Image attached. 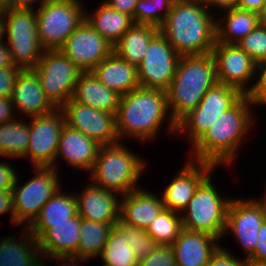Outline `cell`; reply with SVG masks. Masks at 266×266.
<instances>
[{
    "label": "cell",
    "instance_id": "ac0fdd59",
    "mask_svg": "<svg viewBox=\"0 0 266 266\" xmlns=\"http://www.w3.org/2000/svg\"><path fill=\"white\" fill-rule=\"evenodd\" d=\"M249 200V201H248ZM266 216L262 207L252 199L232 198L226 218V229L224 235L229 232L237 238L247 259L255 249L258 231Z\"/></svg>",
    "mask_w": 266,
    "mask_h": 266
},
{
    "label": "cell",
    "instance_id": "9f6ffc18",
    "mask_svg": "<svg viewBox=\"0 0 266 266\" xmlns=\"http://www.w3.org/2000/svg\"><path fill=\"white\" fill-rule=\"evenodd\" d=\"M11 7V0H0V9H6Z\"/></svg>",
    "mask_w": 266,
    "mask_h": 266
},
{
    "label": "cell",
    "instance_id": "816d5d0a",
    "mask_svg": "<svg viewBox=\"0 0 266 266\" xmlns=\"http://www.w3.org/2000/svg\"><path fill=\"white\" fill-rule=\"evenodd\" d=\"M237 0H211L210 5L214 9V7L220 8L226 7V6H234L236 4Z\"/></svg>",
    "mask_w": 266,
    "mask_h": 266
},
{
    "label": "cell",
    "instance_id": "e575fe53",
    "mask_svg": "<svg viewBox=\"0 0 266 266\" xmlns=\"http://www.w3.org/2000/svg\"><path fill=\"white\" fill-rule=\"evenodd\" d=\"M183 230L181 213L164 208L146 228L159 245H172Z\"/></svg>",
    "mask_w": 266,
    "mask_h": 266
},
{
    "label": "cell",
    "instance_id": "bcb514c9",
    "mask_svg": "<svg viewBox=\"0 0 266 266\" xmlns=\"http://www.w3.org/2000/svg\"><path fill=\"white\" fill-rule=\"evenodd\" d=\"M11 214V223L15 226V211L12 190L0 191V215Z\"/></svg>",
    "mask_w": 266,
    "mask_h": 266
},
{
    "label": "cell",
    "instance_id": "4316f807",
    "mask_svg": "<svg viewBox=\"0 0 266 266\" xmlns=\"http://www.w3.org/2000/svg\"><path fill=\"white\" fill-rule=\"evenodd\" d=\"M220 9L223 12L220 18H216L217 42L237 44L263 21L261 15L253 11L235 6Z\"/></svg>",
    "mask_w": 266,
    "mask_h": 266
},
{
    "label": "cell",
    "instance_id": "8fae6325",
    "mask_svg": "<svg viewBox=\"0 0 266 266\" xmlns=\"http://www.w3.org/2000/svg\"><path fill=\"white\" fill-rule=\"evenodd\" d=\"M32 70L38 75L45 96L56 108H61L72 98L83 73L60 49L44 50Z\"/></svg>",
    "mask_w": 266,
    "mask_h": 266
},
{
    "label": "cell",
    "instance_id": "9a60e30c",
    "mask_svg": "<svg viewBox=\"0 0 266 266\" xmlns=\"http://www.w3.org/2000/svg\"><path fill=\"white\" fill-rule=\"evenodd\" d=\"M60 109L68 127L95 139L101 145L120 142L116 128V114L94 109L78 103L72 98Z\"/></svg>",
    "mask_w": 266,
    "mask_h": 266
},
{
    "label": "cell",
    "instance_id": "52a82bcc",
    "mask_svg": "<svg viewBox=\"0 0 266 266\" xmlns=\"http://www.w3.org/2000/svg\"><path fill=\"white\" fill-rule=\"evenodd\" d=\"M81 0H48L37 7V34L44 50L60 49L85 19Z\"/></svg>",
    "mask_w": 266,
    "mask_h": 266
},
{
    "label": "cell",
    "instance_id": "ffe728a7",
    "mask_svg": "<svg viewBox=\"0 0 266 266\" xmlns=\"http://www.w3.org/2000/svg\"><path fill=\"white\" fill-rule=\"evenodd\" d=\"M87 185L80 194H75L78 215L100 223H117L120 219V194L90 182Z\"/></svg>",
    "mask_w": 266,
    "mask_h": 266
},
{
    "label": "cell",
    "instance_id": "3957f363",
    "mask_svg": "<svg viewBox=\"0 0 266 266\" xmlns=\"http://www.w3.org/2000/svg\"><path fill=\"white\" fill-rule=\"evenodd\" d=\"M165 121L168 133L175 135L176 124L168 111L165 90L139 87L121 96L116 113L120 142L127 136L142 142L155 141Z\"/></svg>",
    "mask_w": 266,
    "mask_h": 266
},
{
    "label": "cell",
    "instance_id": "83f0119b",
    "mask_svg": "<svg viewBox=\"0 0 266 266\" xmlns=\"http://www.w3.org/2000/svg\"><path fill=\"white\" fill-rule=\"evenodd\" d=\"M121 95L107 88L92 72H83L77 81L72 99L97 110L117 113Z\"/></svg>",
    "mask_w": 266,
    "mask_h": 266
},
{
    "label": "cell",
    "instance_id": "f5cc1de1",
    "mask_svg": "<svg viewBox=\"0 0 266 266\" xmlns=\"http://www.w3.org/2000/svg\"><path fill=\"white\" fill-rule=\"evenodd\" d=\"M5 18L4 10L0 9V42L5 41Z\"/></svg>",
    "mask_w": 266,
    "mask_h": 266
},
{
    "label": "cell",
    "instance_id": "f35d334b",
    "mask_svg": "<svg viewBox=\"0 0 266 266\" xmlns=\"http://www.w3.org/2000/svg\"><path fill=\"white\" fill-rule=\"evenodd\" d=\"M255 74L258 78L246 96L256 108L259 105L266 106V61L256 64Z\"/></svg>",
    "mask_w": 266,
    "mask_h": 266
},
{
    "label": "cell",
    "instance_id": "11a10c76",
    "mask_svg": "<svg viewBox=\"0 0 266 266\" xmlns=\"http://www.w3.org/2000/svg\"><path fill=\"white\" fill-rule=\"evenodd\" d=\"M245 266H266V262L250 261L246 260Z\"/></svg>",
    "mask_w": 266,
    "mask_h": 266
},
{
    "label": "cell",
    "instance_id": "603a6c76",
    "mask_svg": "<svg viewBox=\"0 0 266 266\" xmlns=\"http://www.w3.org/2000/svg\"><path fill=\"white\" fill-rule=\"evenodd\" d=\"M218 240L220 241L206 232L183 229L171 245L176 266H206L211 256L221 246Z\"/></svg>",
    "mask_w": 266,
    "mask_h": 266
},
{
    "label": "cell",
    "instance_id": "ee69618b",
    "mask_svg": "<svg viewBox=\"0 0 266 266\" xmlns=\"http://www.w3.org/2000/svg\"><path fill=\"white\" fill-rule=\"evenodd\" d=\"M246 260L266 262V219L258 231L255 249Z\"/></svg>",
    "mask_w": 266,
    "mask_h": 266
},
{
    "label": "cell",
    "instance_id": "836d02e7",
    "mask_svg": "<svg viewBox=\"0 0 266 266\" xmlns=\"http://www.w3.org/2000/svg\"><path fill=\"white\" fill-rule=\"evenodd\" d=\"M29 143V124L23 120H12L0 124V156L22 158Z\"/></svg>",
    "mask_w": 266,
    "mask_h": 266
},
{
    "label": "cell",
    "instance_id": "60d3db41",
    "mask_svg": "<svg viewBox=\"0 0 266 266\" xmlns=\"http://www.w3.org/2000/svg\"><path fill=\"white\" fill-rule=\"evenodd\" d=\"M22 70L17 65L0 68V97H11L16 79Z\"/></svg>",
    "mask_w": 266,
    "mask_h": 266
},
{
    "label": "cell",
    "instance_id": "44dd1931",
    "mask_svg": "<svg viewBox=\"0 0 266 266\" xmlns=\"http://www.w3.org/2000/svg\"><path fill=\"white\" fill-rule=\"evenodd\" d=\"M11 99L17 116L24 115L31 118L57 109L45 96L38 75L32 69L20 72Z\"/></svg>",
    "mask_w": 266,
    "mask_h": 266
},
{
    "label": "cell",
    "instance_id": "d4e9b609",
    "mask_svg": "<svg viewBox=\"0 0 266 266\" xmlns=\"http://www.w3.org/2000/svg\"><path fill=\"white\" fill-rule=\"evenodd\" d=\"M91 72L102 84L121 96L140 87L137 66L124 61L115 52L102 60Z\"/></svg>",
    "mask_w": 266,
    "mask_h": 266
},
{
    "label": "cell",
    "instance_id": "7c38bea8",
    "mask_svg": "<svg viewBox=\"0 0 266 266\" xmlns=\"http://www.w3.org/2000/svg\"><path fill=\"white\" fill-rule=\"evenodd\" d=\"M180 57L159 31L150 40L137 66L140 87L166 90L174 78Z\"/></svg>",
    "mask_w": 266,
    "mask_h": 266
},
{
    "label": "cell",
    "instance_id": "91938a15",
    "mask_svg": "<svg viewBox=\"0 0 266 266\" xmlns=\"http://www.w3.org/2000/svg\"><path fill=\"white\" fill-rule=\"evenodd\" d=\"M80 264H71V263H66V266H79Z\"/></svg>",
    "mask_w": 266,
    "mask_h": 266
},
{
    "label": "cell",
    "instance_id": "94428289",
    "mask_svg": "<svg viewBox=\"0 0 266 266\" xmlns=\"http://www.w3.org/2000/svg\"><path fill=\"white\" fill-rule=\"evenodd\" d=\"M45 264H46V266H48L49 264H47V262L45 263V262H43L40 266H45Z\"/></svg>",
    "mask_w": 266,
    "mask_h": 266
},
{
    "label": "cell",
    "instance_id": "f6af8a7d",
    "mask_svg": "<svg viewBox=\"0 0 266 266\" xmlns=\"http://www.w3.org/2000/svg\"><path fill=\"white\" fill-rule=\"evenodd\" d=\"M103 2L110 8L130 16L134 23V11L138 0H105Z\"/></svg>",
    "mask_w": 266,
    "mask_h": 266
},
{
    "label": "cell",
    "instance_id": "f546056e",
    "mask_svg": "<svg viewBox=\"0 0 266 266\" xmlns=\"http://www.w3.org/2000/svg\"><path fill=\"white\" fill-rule=\"evenodd\" d=\"M158 32L156 27L134 23L113 46V52L129 64L138 66L150 40Z\"/></svg>",
    "mask_w": 266,
    "mask_h": 266
},
{
    "label": "cell",
    "instance_id": "6da1fadb",
    "mask_svg": "<svg viewBox=\"0 0 266 266\" xmlns=\"http://www.w3.org/2000/svg\"><path fill=\"white\" fill-rule=\"evenodd\" d=\"M252 103L244 95L232 108L222 112L212 126L190 147L189 159L216 167L232 166L243 141L255 126ZM251 130V131H250Z\"/></svg>",
    "mask_w": 266,
    "mask_h": 266
},
{
    "label": "cell",
    "instance_id": "f907efd6",
    "mask_svg": "<svg viewBox=\"0 0 266 266\" xmlns=\"http://www.w3.org/2000/svg\"><path fill=\"white\" fill-rule=\"evenodd\" d=\"M48 0H11V7L13 8H27V9H35V4L38 7H41ZM40 2V3H39Z\"/></svg>",
    "mask_w": 266,
    "mask_h": 266
},
{
    "label": "cell",
    "instance_id": "277c9868",
    "mask_svg": "<svg viewBox=\"0 0 266 266\" xmlns=\"http://www.w3.org/2000/svg\"><path fill=\"white\" fill-rule=\"evenodd\" d=\"M217 82L216 62L212 53L181 56L174 78L165 90L172 121L177 124L194 110Z\"/></svg>",
    "mask_w": 266,
    "mask_h": 266
},
{
    "label": "cell",
    "instance_id": "30bf717a",
    "mask_svg": "<svg viewBox=\"0 0 266 266\" xmlns=\"http://www.w3.org/2000/svg\"><path fill=\"white\" fill-rule=\"evenodd\" d=\"M243 96L237 88L217 82L205 93L199 105L176 124V135L185 132L192 146L222 112L232 108Z\"/></svg>",
    "mask_w": 266,
    "mask_h": 266
},
{
    "label": "cell",
    "instance_id": "7a4b0ae2",
    "mask_svg": "<svg viewBox=\"0 0 266 266\" xmlns=\"http://www.w3.org/2000/svg\"><path fill=\"white\" fill-rule=\"evenodd\" d=\"M210 3L175 2L159 31L180 56L212 53L217 41L216 12Z\"/></svg>",
    "mask_w": 266,
    "mask_h": 266
},
{
    "label": "cell",
    "instance_id": "d6986e66",
    "mask_svg": "<svg viewBox=\"0 0 266 266\" xmlns=\"http://www.w3.org/2000/svg\"><path fill=\"white\" fill-rule=\"evenodd\" d=\"M216 168L212 163L189 159L175 177H171V182L165 185L161 194L164 207L182 213L199 184Z\"/></svg>",
    "mask_w": 266,
    "mask_h": 266
},
{
    "label": "cell",
    "instance_id": "4dcf8cb0",
    "mask_svg": "<svg viewBox=\"0 0 266 266\" xmlns=\"http://www.w3.org/2000/svg\"><path fill=\"white\" fill-rule=\"evenodd\" d=\"M116 223H100L81 218L80 241L76 254L67 262L79 264L101 255L110 230Z\"/></svg>",
    "mask_w": 266,
    "mask_h": 266
},
{
    "label": "cell",
    "instance_id": "cb8c5ba5",
    "mask_svg": "<svg viewBox=\"0 0 266 266\" xmlns=\"http://www.w3.org/2000/svg\"><path fill=\"white\" fill-rule=\"evenodd\" d=\"M121 197L120 219L135 227L146 229L165 208L161 195L142 187Z\"/></svg>",
    "mask_w": 266,
    "mask_h": 266
},
{
    "label": "cell",
    "instance_id": "7bdbcfd3",
    "mask_svg": "<svg viewBox=\"0 0 266 266\" xmlns=\"http://www.w3.org/2000/svg\"><path fill=\"white\" fill-rule=\"evenodd\" d=\"M17 175V171L15 167L11 166V163L0 161V191L12 190Z\"/></svg>",
    "mask_w": 266,
    "mask_h": 266
},
{
    "label": "cell",
    "instance_id": "d6a6232c",
    "mask_svg": "<svg viewBox=\"0 0 266 266\" xmlns=\"http://www.w3.org/2000/svg\"><path fill=\"white\" fill-rule=\"evenodd\" d=\"M78 214L75 194L63 193L61 188L44 204L32 224H60Z\"/></svg>",
    "mask_w": 266,
    "mask_h": 266
},
{
    "label": "cell",
    "instance_id": "e0dca14e",
    "mask_svg": "<svg viewBox=\"0 0 266 266\" xmlns=\"http://www.w3.org/2000/svg\"><path fill=\"white\" fill-rule=\"evenodd\" d=\"M212 55L216 62L218 82L235 87L246 95L252 88V83L255 82L253 79L255 78L256 63L252 58L237 44H225L217 41Z\"/></svg>",
    "mask_w": 266,
    "mask_h": 266
},
{
    "label": "cell",
    "instance_id": "6f0895ef",
    "mask_svg": "<svg viewBox=\"0 0 266 266\" xmlns=\"http://www.w3.org/2000/svg\"><path fill=\"white\" fill-rule=\"evenodd\" d=\"M175 2H205V3H210L211 0H174Z\"/></svg>",
    "mask_w": 266,
    "mask_h": 266
},
{
    "label": "cell",
    "instance_id": "7dc6e473",
    "mask_svg": "<svg viewBox=\"0 0 266 266\" xmlns=\"http://www.w3.org/2000/svg\"><path fill=\"white\" fill-rule=\"evenodd\" d=\"M14 111L11 97H0V124L17 119V114Z\"/></svg>",
    "mask_w": 266,
    "mask_h": 266
},
{
    "label": "cell",
    "instance_id": "8d00e7d4",
    "mask_svg": "<svg viewBox=\"0 0 266 266\" xmlns=\"http://www.w3.org/2000/svg\"><path fill=\"white\" fill-rule=\"evenodd\" d=\"M127 233V242L134 250L139 261L147 258L157 247L158 243L147 233L146 229L124 223L121 219L117 222Z\"/></svg>",
    "mask_w": 266,
    "mask_h": 266
},
{
    "label": "cell",
    "instance_id": "5bb4252c",
    "mask_svg": "<svg viewBox=\"0 0 266 266\" xmlns=\"http://www.w3.org/2000/svg\"><path fill=\"white\" fill-rule=\"evenodd\" d=\"M81 217L77 214L66 223L31 224L28 230L37 239L43 259L67 263L77 252ZM50 259V260H49Z\"/></svg>",
    "mask_w": 266,
    "mask_h": 266
},
{
    "label": "cell",
    "instance_id": "681fc988",
    "mask_svg": "<svg viewBox=\"0 0 266 266\" xmlns=\"http://www.w3.org/2000/svg\"><path fill=\"white\" fill-rule=\"evenodd\" d=\"M9 47L6 42H0V68L14 66Z\"/></svg>",
    "mask_w": 266,
    "mask_h": 266
},
{
    "label": "cell",
    "instance_id": "c3c4849f",
    "mask_svg": "<svg viewBox=\"0 0 266 266\" xmlns=\"http://www.w3.org/2000/svg\"><path fill=\"white\" fill-rule=\"evenodd\" d=\"M234 6L242 10L256 12L263 19L264 0H237Z\"/></svg>",
    "mask_w": 266,
    "mask_h": 266
},
{
    "label": "cell",
    "instance_id": "d590c367",
    "mask_svg": "<svg viewBox=\"0 0 266 266\" xmlns=\"http://www.w3.org/2000/svg\"><path fill=\"white\" fill-rule=\"evenodd\" d=\"M174 4V0H138L134 11V23L159 29Z\"/></svg>",
    "mask_w": 266,
    "mask_h": 266
},
{
    "label": "cell",
    "instance_id": "74e56055",
    "mask_svg": "<svg viewBox=\"0 0 266 266\" xmlns=\"http://www.w3.org/2000/svg\"><path fill=\"white\" fill-rule=\"evenodd\" d=\"M237 45L256 63L266 61V20L243 37Z\"/></svg>",
    "mask_w": 266,
    "mask_h": 266
},
{
    "label": "cell",
    "instance_id": "1f68e13d",
    "mask_svg": "<svg viewBox=\"0 0 266 266\" xmlns=\"http://www.w3.org/2000/svg\"><path fill=\"white\" fill-rule=\"evenodd\" d=\"M99 258L110 266H137L139 263L127 242L126 231L118 223L110 230Z\"/></svg>",
    "mask_w": 266,
    "mask_h": 266
},
{
    "label": "cell",
    "instance_id": "484cf974",
    "mask_svg": "<svg viewBox=\"0 0 266 266\" xmlns=\"http://www.w3.org/2000/svg\"><path fill=\"white\" fill-rule=\"evenodd\" d=\"M23 236L11 235L0 239V266H40L44 259L38 248L37 239L23 227Z\"/></svg>",
    "mask_w": 266,
    "mask_h": 266
},
{
    "label": "cell",
    "instance_id": "8992f818",
    "mask_svg": "<svg viewBox=\"0 0 266 266\" xmlns=\"http://www.w3.org/2000/svg\"><path fill=\"white\" fill-rule=\"evenodd\" d=\"M210 175L199 184L187 207L182 211L181 218L183 229L206 232L221 240L224 237L227 209L232 198L220 195Z\"/></svg>",
    "mask_w": 266,
    "mask_h": 266
},
{
    "label": "cell",
    "instance_id": "5b68a950",
    "mask_svg": "<svg viewBox=\"0 0 266 266\" xmlns=\"http://www.w3.org/2000/svg\"><path fill=\"white\" fill-rule=\"evenodd\" d=\"M125 146L123 142L101 145L89 175L93 185L121 196L140 188L138 180L147 162Z\"/></svg>",
    "mask_w": 266,
    "mask_h": 266
},
{
    "label": "cell",
    "instance_id": "f1b7e54d",
    "mask_svg": "<svg viewBox=\"0 0 266 266\" xmlns=\"http://www.w3.org/2000/svg\"><path fill=\"white\" fill-rule=\"evenodd\" d=\"M92 13L85 9V20L113 46L134 24L130 16L102 2ZM87 11V12H86Z\"/></svg>",
    "mask_w": 266,
    "mask_h": 266
},
{
    "label": "cell",
    "instance_id": "680465c9",
    "mask_svg": "<svg viewBox=\"0 0 266 266\" xmlns=\"http://www.w3.org/2000/svg\"><path fill=\"white\" fill-rule=\"evenodd\" d=\"M263 20H266V0H264Z\"/></svg>",
    "mask_w": 266,
    "mask_h": 266
},
{
    "label": "cell",
    "instance_id": "7402d4cb",
    "mask_svg": "<svg viewBox=\"0 0 266 266\" xmlns=\"http://www.w3.org/2000/svg\"><path fill=\"white\" fill-rule=\"evenodd\" d=\"M101 144L95 139L85 136L82 132L68 127L62 128L55 162L51 166L58 169L57 160L63 158L73 169L90 172L94 166ZM57 166V167H56Z\"/></svg>",
    "mask_w": 266,
    "mask_h": 266
},
{
    "label": "cell",
    "instance_id": "b9f144b4",
    "mask_svg": "<svg viewBox=\"0 0 266 266\" xmlns=\"http://www.w3.org/2000/svg\"><path fill=\"white\" fill-rule=\"evenodd\" d=\"M237 258L227 248L220 246L217 251L211 256L206 266H245L246 259Z\"/></svg>",
    "mask_w": 266,
    "mask_h": 266
},
{
    "label": "cell",
    "instance_id": "db71d44e",
    "mask_svg": "<svg viewBox=\"0 0 266 266\" xmlns=\"http://www.w3.org/2000/svg\"><path fill=\"white\" fill-rule=\"evenodd\" d=\"M264 193H265L264 196H263L264 198L260 197L259 199H255V200L262 207L263 212H264V214L266 216V188H265Z\"/></svg>",
    "mask_w": 266,
    "mask_h": 266
},
{
    "label": "cell",
    "instance_id": "4fadbf2b",
    "mask_svg": "<svg viewBox=\"0 0 266 266\" xmlns=\"http://www.w3.org/2000/svg\"><path fill=\"white\" fill-rule=\"evenodd\" d=\"M65 126L64 114L60 108L53 112L31 117L29 122V143L26 154L33 167H51L55 162L60 134Z\"/></svg>",
    "mask_w": 266,
    "mask_h": 266
},
{
    "label": "cell",
    "instance_id": "2e32d148",
    "mask_svg": "<svg viewBox=\"0 0 266 266\" xmlns=\"http://www.w3.org/2000/svg\"><path fill=\"white\" fill-rule=\"evenodd\" d=\"M60 50L83 72H91L113 52V45L84 19Z\"/></svg>",
    "mask_w": 266,
    "mask_h": 266
},
{
    "label": "cell",
    "instance_id": "9c48e42d",
    "mask_svg": "<svg viewBox=\"0 0 266 266\" xmlns=\"http://www.w3.org/2000/svg\"><path fill=\"white\" fill-rule=\"evenodd\" d=\"M35 176L19 185L18 175L12 188L15 226L29 227L38 217L41 208L61 188L59 173L52 167H33ZM19 185V186H18Z\"/></svg>",
    "mask_w": 266,
    "mask_h": 266
},
{
    "label": "cell",
    "instance_id": "ab89813d",
    "mask_svg": "<svg viewBox=\"0 0 266 266\" xmlns=\"http://www.w3.org/2000/svg\"><path fill=\"white\" fill-rule=\"evenodd\" d=\"M137 266H176L172 247L158 245L147 258L139 261Z\"/></svg>",
    "mask_w": 266,
    "mask_h": 266
},
{
    "label": "cell",
    "instance_id": "ba28073f",
    "mask_svg": "<svg viewBox=\"0 0 266 266\" xmlns=\"http://www.w3.org/2000/svg\"><path fill=\"white\" fill-rule=\"evenodd\" d=\"M5 38L13 62L23 70L34 69L43 55L37 34V13L34 9H4Z\"/></svg>",
    "mask_w": 266,
    "mask_h": 266
}]
</instances>
